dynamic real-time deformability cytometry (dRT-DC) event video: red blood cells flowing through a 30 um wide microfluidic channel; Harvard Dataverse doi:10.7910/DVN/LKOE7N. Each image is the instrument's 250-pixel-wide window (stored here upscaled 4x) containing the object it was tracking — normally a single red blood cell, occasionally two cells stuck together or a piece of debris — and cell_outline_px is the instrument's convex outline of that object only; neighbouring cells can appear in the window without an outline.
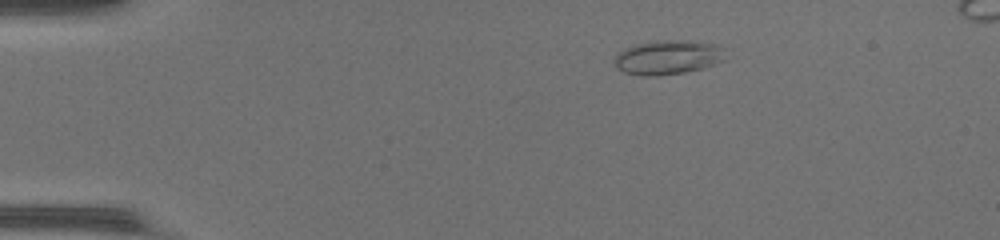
{"species": "common noctule bat (a hibernating species)", "species_latin": "Nyctalus noctula", "temperature_condition": "warm", "stored_images_in_passage": 40, "camera_frame_rate_fps": 3000, "um_per_image_px": 0.085, "animal": {"sex": "female", "body_mass_g": 17.0, "forearm_length_mm": 48.0}, "frame": {"image": 1, "passage_image": 1, "time_ms": 0.0, "image_size_px": [1000, 240], "cell_outline_px": [[724, 60], [700, 68], [684, 72], [656, 76], [640, 76], [624, 72], [616, 68], [616, 56], [624, 48], [636, 44], [656, 40], [688, 40], [712, 44], [716, 48]], "centroid_in_image_um": [56.64, 4.88], "position_along_channel_um": 28.4, "area_um2": 21.5}}
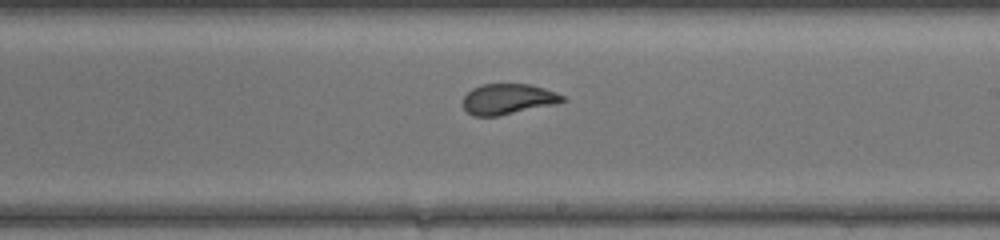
{"frame": {"image": 2, "passage_image": 21, "time_ms": 6.667, "image_size_px": [1000, 240], "cell_outline_px": [[568, 100], [556, 104], [500, 116], [472, 116], [464, 108], [464, 96], [472, 88], [484, 84], [532, 84], [544, 88], [564, 96]], "centroid_in_image_um": [43.2, 8.43], "position_along_channel_um": 245.8, "area_um2": 17.8}}
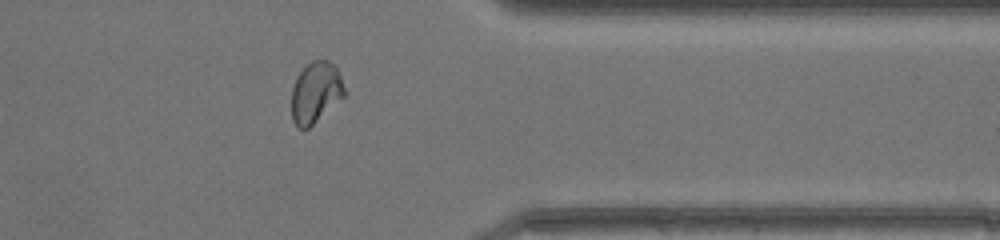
{"frame": {"image": 3, "passage_image": 31, "time_ms": 10.0, "image_size_px": [1000, 240], "cell_outline_px": [[348, 92], [344, 96], [308, 128], [300, 128], [292, 120], [292, 88], [296, 76], [312, 60], [328, 60], [336, 64]], "centroid_in_image_um": [26.87, 7.81], "position_along_channel_um": 384.5, "area_um2": 18.9}, "authors_computed_cell_mechanics": {"area_um2": 19.0162, "velocity_mm_per_s": 4.434, "shape_relaxation_time_tau1_ms": 10.8769, "shape_relaxation_time_tau2_ms": null, "deformation_change_tau1": 0.2799, "deformation_change_tau2": null}}